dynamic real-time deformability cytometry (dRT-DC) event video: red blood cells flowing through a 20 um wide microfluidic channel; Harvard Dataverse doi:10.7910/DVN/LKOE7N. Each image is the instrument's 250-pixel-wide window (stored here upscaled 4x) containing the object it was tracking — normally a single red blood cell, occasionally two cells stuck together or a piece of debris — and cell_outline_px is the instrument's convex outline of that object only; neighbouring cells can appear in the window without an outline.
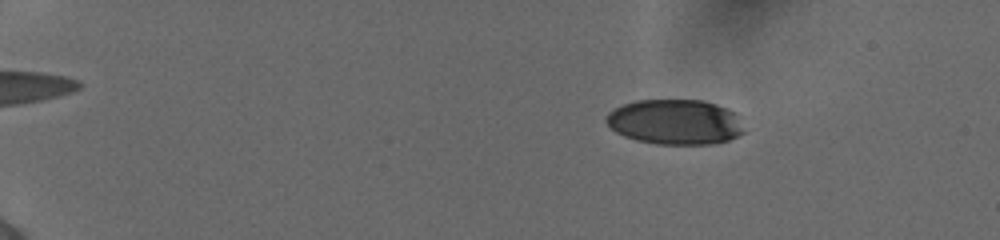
{"species": "human", "species_latin": "Homo sapiens", "temperature_condition": "cold", "stored_images_in_passage": 55, "camera_frame_rate_fps": 3000, "um_per_image_px": 0.085, "donor": {"sex": "female"}, "frame": {"image": 1, "passage_image": 10, "time_ms": 3.0, "image_size_px": [1000, 240], "cell_outline_px": [[744, 132], [728, 140], [712, 144], [656, 144], [636, 140], [624, 136], [616, 132], [604, 120], [604, 116], [608, 112], [624, 104], [636, 100], [704, 100], [716, 104], [732, 112]], "centroid_in_image_um": [57.31, 10.37], "position_along_channel_um": 27.7, "area_um2": 35.89}}
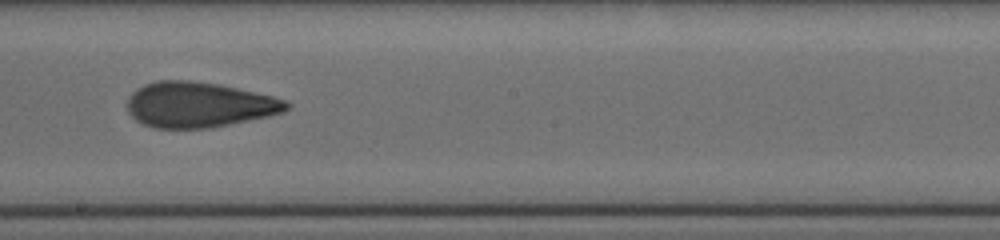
{"frame": {"image": 2, "passage_image": 35, "time_ms": 11.333, "image_size_px": [1000, 240], "cell_outline_px": [[292, 104], [284, 112], [268, 116], [208, 128], [156, 128], [144, 124], [136, 120], [128, 112], [128, 96], [132, 92], [144, 84], [156, 80], [188, 80], [216, 84], [236, 88], [272, 96], [288, 100]], "centroid_in_image_um": [16.9, 8.9], "position_along_channel_um": 231.3, "area_um2": 41.91}}
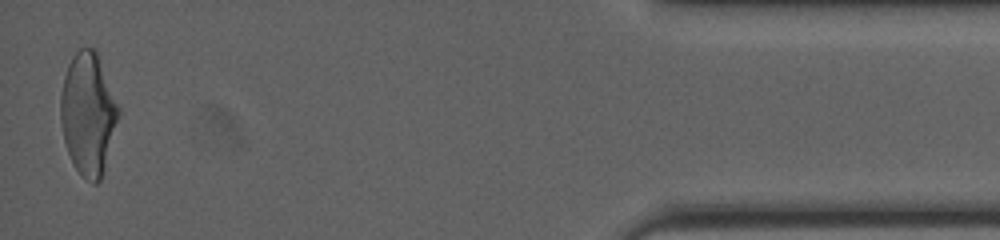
{"frame": {"image": 3, "passage_image": 55, "time_ms": 18.0, "image_size_px": [1000, 240], "cell_outline_px": [[120, 112], [100, 180], [96, 184], [92, 184], [72, 164], [64, 140], [60, 120], [60, 96], [64, 76], [68, 64], [72, 56], [80, 48], [96, 48], [120, 108]], "centroid_in_image_um": [7.48, 9.62], "position_along_channel_um": 427.7, "area_um2": 41.04}, "authors_computed_cell_mechanics": {"area_um2": 40.6912, "velocity_mm_per_s": 3.9067, "shape_relaxation_time_tau1_ms": 8.6338, "shape_relaxation_time_tau2_ms": 2.0247, "deformation_change_tau1": 0.2378, "deformation_change_tau2": 0.0995}}